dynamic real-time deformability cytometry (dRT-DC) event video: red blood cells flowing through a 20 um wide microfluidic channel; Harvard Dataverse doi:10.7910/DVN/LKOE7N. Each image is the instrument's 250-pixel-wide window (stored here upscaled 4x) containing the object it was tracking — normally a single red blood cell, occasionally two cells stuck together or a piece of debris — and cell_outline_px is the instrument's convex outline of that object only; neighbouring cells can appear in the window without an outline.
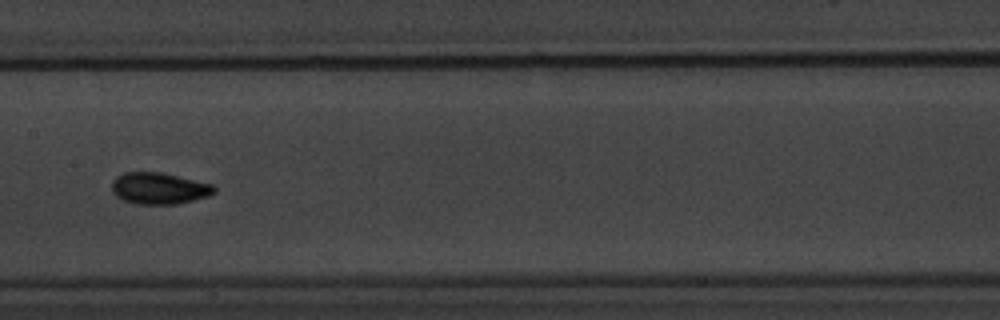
{"species": "common noctule bat (a hibernating species)", "species_latin": "Nyctalus noctula", "temperature_condition": "warm", "stored_images_in_passage": 10, "camera_frame_rate_fps": 3000, "um_per_image_px": 0.085, "animal": {"sex": "male", "body_mass_g": 20.1, "forearm_length_mm": 53.5}, "frame": {"image": 1, "passage_image": 6, "time_ms": 6.0, "image_size_px": [1000, 320], "cell_outline_px": [[216, 192], [208, 196], [176, 204], [136, 204], [124, 200], [116, 196], [112, 192], [112, 180], [116, 176], [124, 172], [160, 172], [212, 184], [216, 188]], "centroid_in_image_um": [13.5, 16.01], "position_along_channel_um": 193.9, "area_um2": 18.79}}
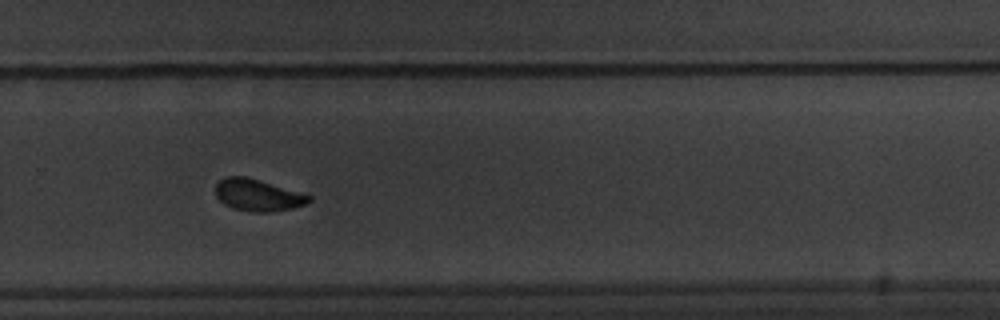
{"frame": {"image": 2, "passage_image": 9, "time_ms": 9.333, "image_size_px": [1000, 320], "cell_outline_px": [[312, 200], [308, 204], [292, 208], [268, 212], [252, 212], [232, 208], [224, 204], [216, 196], [216, 184], [220, 180], [228, 176], [244, 176], [260, 180], [312, 196]], "centroid_in_image_um": [21.92, 16.59], "position_along_channel_um": 307.9, "area_um2": 17.28}}
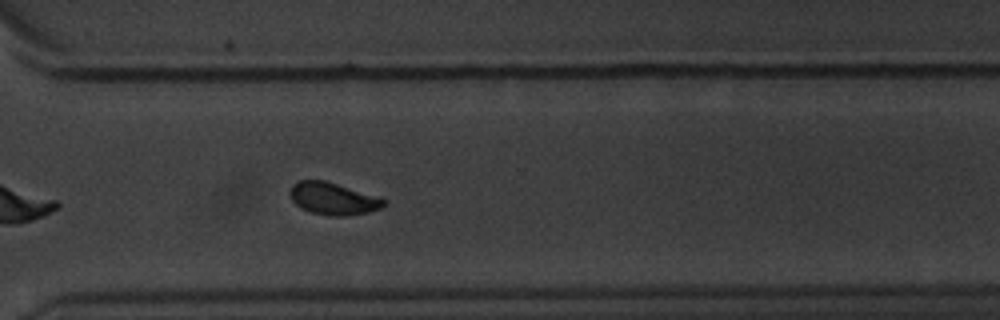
{"frame": {"image": 3, "passage_image": 10, "time_ms": 10.333, "image_size_px": [1000, 320], "cell_outline_px": [[384, 204], [380, 208], [368, 212], [348, 216], [328, 216], [312, 212], [300, 208], [292, 200], [288, 192], [292, 184], [300, 180], [324, 180], [380, 196], [384, 200]], "centroid_in_image_um": [28.29, 16.88], "position_along_channel_um": 342.3, "area_um2": 17.74}}